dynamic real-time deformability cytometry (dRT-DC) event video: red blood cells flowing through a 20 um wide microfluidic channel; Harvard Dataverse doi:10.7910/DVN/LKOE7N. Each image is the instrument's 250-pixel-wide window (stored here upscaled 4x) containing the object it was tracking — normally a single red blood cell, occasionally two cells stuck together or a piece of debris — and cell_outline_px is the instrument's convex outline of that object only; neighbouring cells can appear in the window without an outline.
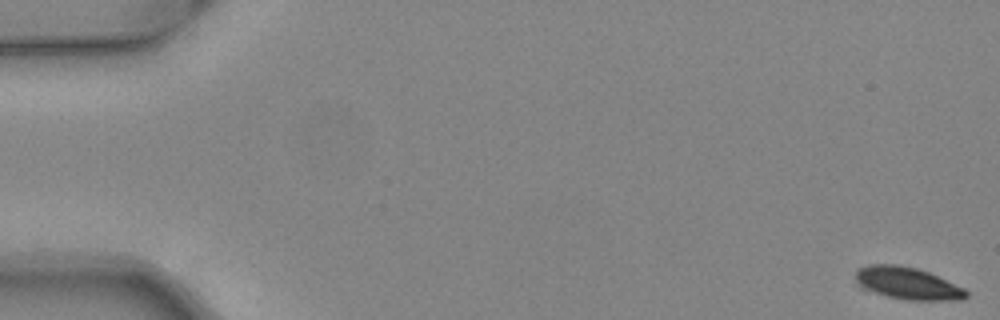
{"species": "common noctule bat (a hibernating species)", "species_latin": "Nyctalus noctula", "temperature_condition": "warm", "stored_images_in_passage": 16, "camera_frame_rate_fps": 3000, "um_per_image_px": 0.085, "animal": {"sex": "female", "body_mass_g": 24.6, "forearm_length_mm": 56.2}, "frame": {"image": 1, "passage_image": 1, "time_ms": 0.0, "image_size_px": [1000, 320], "cell_outline_px": [[968, 296], [964, 300], [908, 300], [888, 296], [860, 288], [856, 284], [856, 268], [868, 264], [896, 264], [916, 268], [928, 272], [964, 288], [968, 292]], "centroid_in_image_um": [77.11, 24.07], "position_along_channel_um": 7.9, "area_um2": 20.87}}
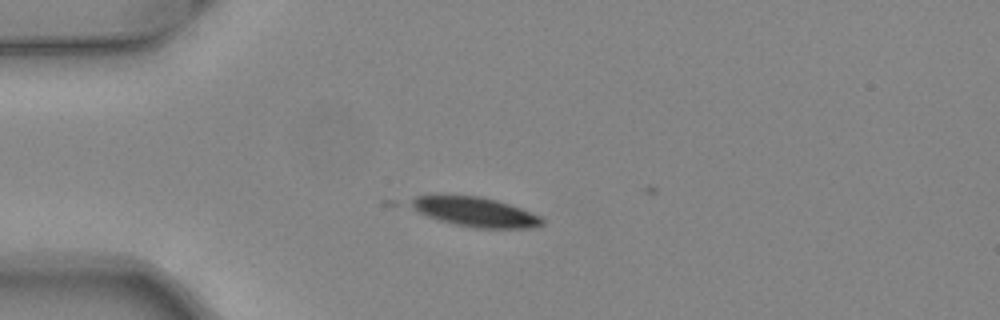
{"frame": {"image": 2, "passage_image": 14, "time_ms": 4.333, "image_size_px": [1000, 320], "cell_outline_px": [[544, 224], [532, 228], [472, 228], [440, 220], [428, 216], [420, 212], [408, 204], [408, 200], [416, 196], [436, 192], [440, 192], [480, 196], [496, 200], [520, 208], [540, 216], [544, 220]], "centroid_in_image_um": [40.3, 17.96], "position_along_channel_um": 44.7, "area_um2": 23.24}}